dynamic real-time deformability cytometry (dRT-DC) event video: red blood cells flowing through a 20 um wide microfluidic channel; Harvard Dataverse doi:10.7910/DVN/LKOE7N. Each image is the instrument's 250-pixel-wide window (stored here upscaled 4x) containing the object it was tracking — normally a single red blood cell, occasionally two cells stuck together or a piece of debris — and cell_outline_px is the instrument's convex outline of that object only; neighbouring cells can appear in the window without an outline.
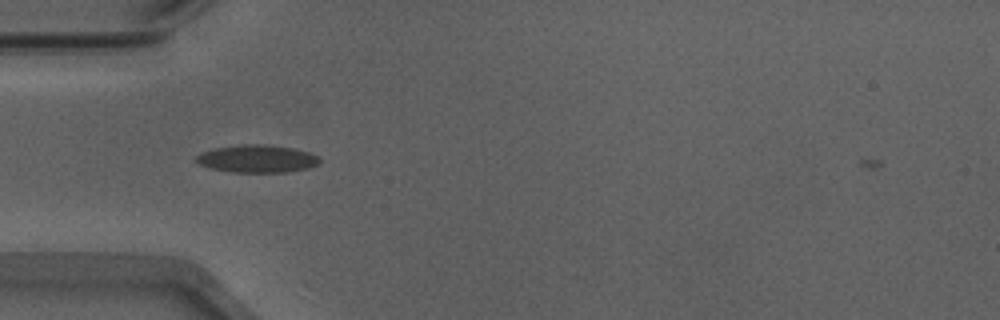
{"species": "Egyptian fruit bat (a non-hibernating species)", "species_latin": "Rousettus aegyptiacus", "temperature_condition": "warm", "stored_images_in_passage": 40, "camera_frame_rate_fps": 3000, "um_per_image_px": 0.085, "animal": {"sex": "male"}, "frame": {"image": 1, "passage_image": 4, "time_ms": 1.0, "image_size_px": [1000, 320], "cell_outline_px": [[320, 164], [308, 168], [288, 172], [232, 172], [208, 168], [200, 164], [196, 160], [196, 156], [200, 152], [216, 148], [240, 144], [264, 144], [292, 148], [308, 152], [320, 156]], "centroid_in_image_um": [21.86, 13.49], "position_along_channel_um": 63.1, "area_um2": 20.0}}
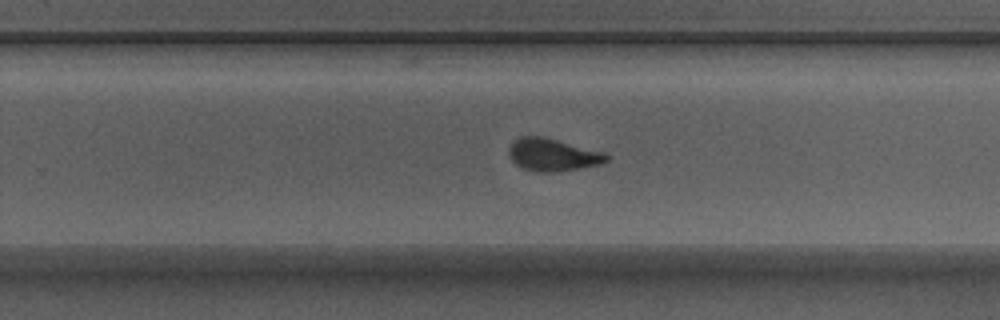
{"frame": {"image": 2, "passage_image": 21, "time_ms": 6.667, "image_size_px": [1000, 320], "cell_outline_px": [[608, 160], [600, 164], [552, 172], [536, 172], [524, 168], [516, 164], [508, 156], [508, 148], [520, 136], [544, 136], [604, 152], [608, 156]], "centroid_in_image_um": [46.95, 13.14], "position_along_channel_um": 282.8, "area_um2": 18.32}}
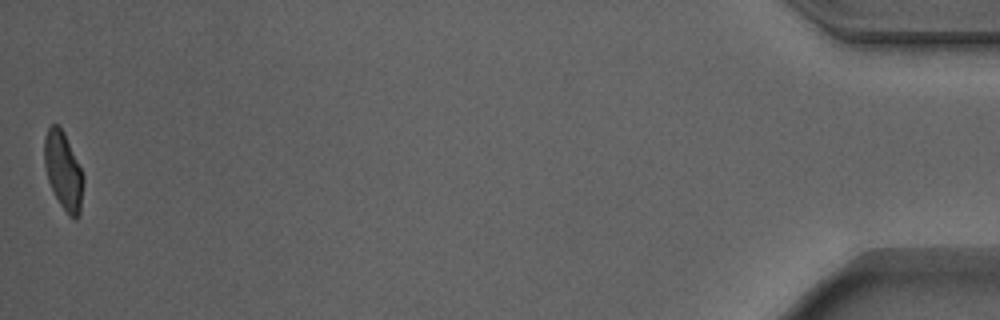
{"frame": {"image": 3, "passage_image": 40, "time_ms": 13.0, "image_size_px": [1000, 320], "cell_outline_px": [[84, 180], [80, 212], [76, 220], [68, 216], [60, 204], [48, 180], [44, 164], [44, 136], [48, 128], [52, 124], [56, 124], [64, 132], [84, 176]], "centroid_in_image_um": [5.38, 14.53], "position_along_channel_um": 429.8, "area_um2": 17.57}, "authors_computed_cell_mechanics": {"area_um2": 18.4382, "velocity_mm_per_s": 3.8954, "shape_relaxation_time_tau1_ms": 3.8442, "shape_relaxation_time_tau2_ms": 0.9876, "deformation_change_tau1": 0.1766, "deformation_change_tau2": 0.077}}